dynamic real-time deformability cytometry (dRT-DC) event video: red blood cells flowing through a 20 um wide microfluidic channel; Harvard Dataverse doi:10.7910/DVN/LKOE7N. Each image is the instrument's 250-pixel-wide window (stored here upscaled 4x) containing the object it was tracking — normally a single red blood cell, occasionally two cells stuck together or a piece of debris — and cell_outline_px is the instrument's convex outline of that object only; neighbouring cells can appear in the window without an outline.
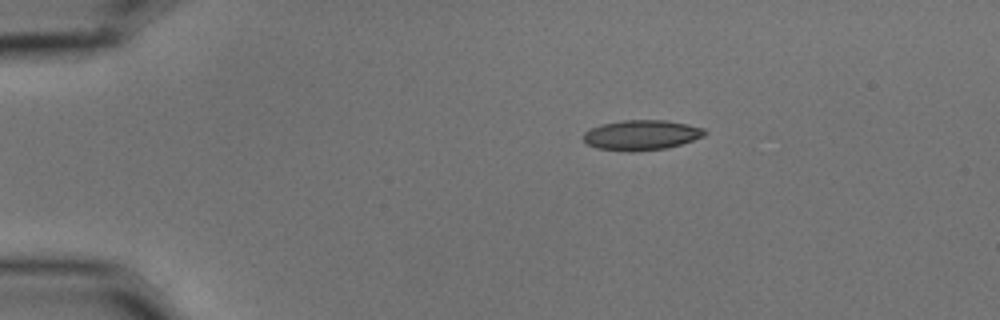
{"species": "common noctule bat (a hibernating species)", "species_latin": "Nyctalus noctula", "temperature_condition": "cold", "stored_images_in_passage": 4, "camera_frame_rate_fps": 3000, "um_per_image_px": 0.085, "animal": {"sex": "male", "body_mass_g": 15.6}, "frame": {"image": 1, "passage_image": 1, "time_ms": 0.0, "image_size_px": [1000, 320], "cell_outline_px": [[708, 132], [704, 136], [680, 144], [664, 148], [632, 152], [628, 152], [596, 148], [588, 144], [584, 140], [584, 132], [600, 124], [624, 120], [664, 120], [688, 124], [704, 128]], "centroid_in_image_um": [54.52, 11.48], "position_along_channel_um": 30.5, "area_um2": 21.21}}
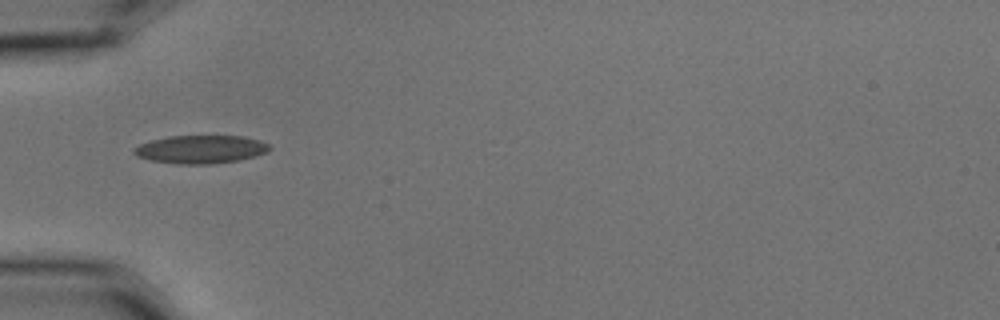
{"frame": {"image": 2, "passage_image": 3, "time_ms": 0.667, "image_size_px": [1000, 320], "cell_outline_px": [[272, 148], [268, 152], [256, 156], [240, 160], [212, 164], [176, 164], [152, 160], [136, 156], [132, 152], [132, 148], [140, 144], [152, 140], [168, 136], [244, 136], [260, 140], [268, 144]], "centroid_in_image_um": [17.08, 12.69], "position_along_channel_um": 67.9, "area_um2": 22.43}}
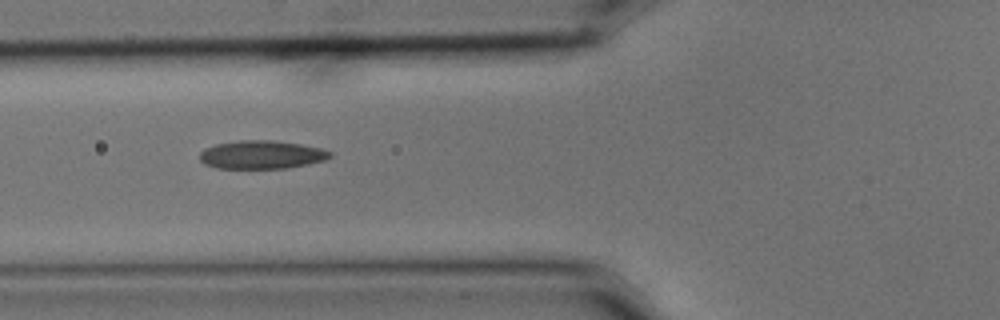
{"frame": {"image": 3, "passage_image": 4, "time_ms": 1.0, "image_size_px": [1000, 320], "cell_outline_px": [[332, 156], [324, 160], [308, 164], [288, 168], [216, 168], [204, 164], [200, 160], [200, 152], [204, 148], [216, 144], [240, 140], [272, 140], [300, 144], [320, 148], [332, 152]], "centroid_in_image_um": [22.22, 13.15], "position_along_channel_um": 103.6, "area_um2": 21.5}}